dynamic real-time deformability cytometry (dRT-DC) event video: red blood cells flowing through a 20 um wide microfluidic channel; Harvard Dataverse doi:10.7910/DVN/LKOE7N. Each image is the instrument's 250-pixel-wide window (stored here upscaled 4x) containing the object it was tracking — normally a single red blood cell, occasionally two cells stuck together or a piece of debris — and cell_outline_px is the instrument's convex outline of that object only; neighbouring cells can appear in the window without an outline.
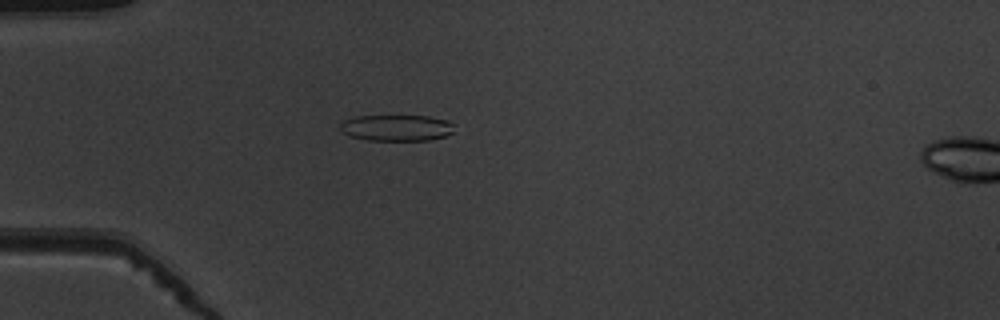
{"species": "common noctule bat (a hibernating species)", "species_latin": "Nyctalus noctula", "temperature_condition": "warm", "stored_images_in_passage": 43, "camera_frame_rate_fps": 3000, "um_per_image_px": 0.085, "animal": {"sex": "male", "body_mass_g": 19.5, "forearm_length_mm": 54.6}, "frame": {"image": 1, "passage_image": 6, "time_ms": 1.667, "image_size_px": [1000, 320], "cell_outline_px": [[452, 132], [444, 136], [428, 140], [368, 140], [352, 136], [344, 132], [340, 128], [340, 124], [344, 120], [356, 116], [428, 116], [448, 120], [452, 124]], "centroid_in_image_um": [33.7, 10.85], "position_along_channel_um": 51.3, "area_um2": 17.17}}
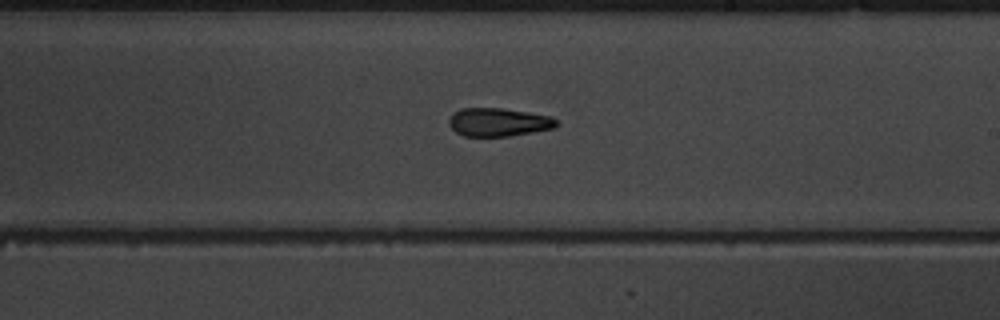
{"frame": {"image": 2, "passage_image": 22, "time_ms": 7.0, "image_size_px": [1000, 320], "cell_outline_px": [[556, 128], [508, 136], [464, 136], [456, 132], [448, 124], [448, 120], [460, 108], [504, 108], [548, 116], [556, 120]], "centroid_in_image_um": [42.34, 10.39], "position_along_channel_um": 246.7, "area_um2": 17.51}}
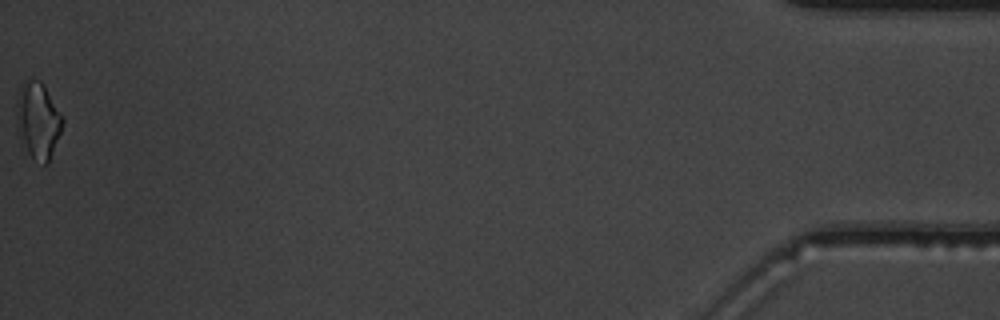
{"frame": {"image": 3, "passage_image": 43, "time_ms": 14.0, "image_size_px": [1000, 320], "cell_outline_px": [[64, 120], [60, 132], [48, 164], [44, 164], [32, 156], [28, 152], [20, 140], [16, 104], [20, 88], [24, 80], [40, 80], [44, 84]], "centroid_in_image_um": [3.23, 10.21], "position_along_channel_um": 432.0, "area_um2": 19.94}, "authors_computed_cell_mechanics": {"area_um2": 18.0336, "velocity_mm_per_s": 3.9469, "shape_relaxation_time_tau1_ms": 7.4748, "shape_relaxation_time_tau2_ms": 5.2539, "deformation_change_tau1": 0.1848, "deformation_change_tau2": 0.1514}}